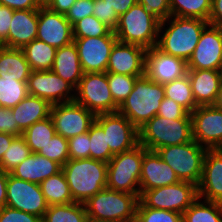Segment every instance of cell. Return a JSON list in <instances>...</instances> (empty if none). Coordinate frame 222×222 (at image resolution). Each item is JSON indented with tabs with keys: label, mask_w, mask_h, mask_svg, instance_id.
<instances>
[{
	"label": "cell",
	"mask_w": 222,
	"mask_h": 222,
	"mask_svg": "<svg viewBox=\"0 0 222 222\" xmlns=\"http://www.w3.org/2000/svg\"><path fill=\"white\" fill-rule=\"evenodd\" d=\"M62 166L39 153H32L16 166L10 174L16 178L40 184L43 180L60 172Z\"/></svg>",
	"instance_id": "25"
},
{
	"label": "cell",
	"mask_w": 222,
	"mask_h": 222,
	"mask_svg": "<svg viewBox=\"0 0 222 222\" xmlns=\"http://www.w3.org/2000/svg\"><path fill=\"white\" fill-rule=\"evenodd\" d=\"M212 106L222 110V82Z\"/></svg>",
	"instance_id": "57"
},
{
	"label": "cell",
	"mask_w": 222,
	"mask_h": 222,
	"mask_svg": "<svg viewBox=\"0 0 222 222\" xmlns=\"http://www.w3.org/2000/svg\"><path fill=\"white\" fill-rule=\"evenodd\" d=\"M112 6L113 0H94L92 15L114 31L119 22V15Z\"/></svg>",
	"instance_id": "43"
},
{
	"label": "cell",
	"mask_w": 222,
	"mask_h": 222,
	"mask_svg": "<svg viewBox=\"0 0 222 222\" xmlns=\"http://www.w3.org/2000/svg\"><path fill=\"white\" fill-rule=\"evenodd\" d=\"M139 197L108 188L90 197L84 206L89 219L101 222H134Z\"/></svg>",
	"instance_id": "4"
},
{
	"label": "cell",
	"mask_w": 222,
	"mask_h": 222,
	"mask_svg": "<svg viewBox=\"0 0 222 222\" xmlns=\"http://www.w3.org/2000/svg\"><path fill=\"white\" fill-rule=\"evenodd\" d=\"M165 98L164 86L145 75L139 77L118 112L124 115L138 130L157 115Z\"/></svg>",
	"instance_id": "3"
},
{
	"label": "cell",
	"mask_w": 222,
	"mask_h": 222,
	"mask_svg": "<svg viewBox=\"0 0 222 222\" xmlns=\"http://www.w3.org/2000/svg\"><path fill=\"white\" fill-rule=\"evenodd\" d=\"M90 139L88 132L68 139L69 159L90 158Z\"/></svg>",
	"instance_id": "44"
},
{
	"label": "cell",
	"mask_w": 222,
	"mask_h": 222,
	"mask_svg": "<svg viewBox=\"0 0 222 222\" xmlns=\"http://www.w3.org/2000/svg\"><path fill=\"white\" fill-rule=\"evenodd\" d=\"M31 71L22 49L4 46L0 49V76L2 78L27 81Z\"/></svg>",
	"instance_id": "28"
},
{
	"label": "cell",
	"mask_w": 222,
	"mask_h": 222,
	"mask_svg": "<svg viewBox=\"0 0 222 222\" xmlns=\"http://www.w3.org/2000/svg\"><path fill=\"white\" fill-rule=\"evenodd\" d=\"M56 134L66 139L88 132L95 115L75 101L53 104L50 109Z\"/></svg>",
	"instance_id": "11"
},
{
	"label": "cell",
	"mask_w": 222,
	"mask_h": 222,
	"mask_svg": "<svg viewBox=\"0 0 222 222\" xmlns=\"http://www.w3.org/2000/svg\"><path fill=\"white\" fill-rule=\"evenodd\" d=\"M191 117L193 140L208 150L222 149V110L198 106Z\"/></svg>",
	"instance_id": "16"
},
{
	"label": "cell",
	"mask_w": 222,
	"mask_h": 222,
	"mask_svg": "<svg viewBox=\"0 0 222 222\" xmlns=\"http://www.w3.org/2000/svg\"><path fill=\"white\" fill-rule=\"evenodd\" d=\"M62 171L74 202L84 203L106 188L107 163L92 158L69 159Z\"/></svg>",
	"instance_id": "2"
},
{
	"label": "cell",
	"mask_w": 222,
	"mask_h": 222,
	"mask_svg": "<svg viewBox=\"0 0 222 222\" xmlns=\"http://www.w3.org/2000/svg\"><path fill=\"white\" fill-rule=\"evenodd\" d=\"M193 140L192 119H165L155 115L139 129V144L147 150L185 144Z\"/></svg>",
	"instance_id": "6"
},
{
	"label": "cell",
	"mask_w": 222,
	"mask_h": 222,
	"mask_svg": "<svg viewBox=\"0 0 222 222\" xmlns=\"http://www.w3.org/2000/svg\"><path fill=\"white\" fill-rule=\"evenodd\" d=\"M187 75L190 80L196 105H212L222 82L220 71L209 69H188Z\"/></svg>",
	"instance_id": "24"
},
{
	"label": "cell",
	"mask_w": 222,
	"mask_h": 222,
	"mask_svg": "<svg viewBox=\"0 0 222 222\" xmlns=\"http://www.w3.org/2000/svg\"><path fill=\"white\" fill-rule=\"evenodd\" d=\"M27 95V81H17L0 76L1 107L11 109L18 105Z\"/></svg>",
	"instance_id": "36"
},
{
	"label": "cell",
	"mask_w": 222,
	"mask_h": 222,
	"mask_svg": "<svg viewBox=\"0 0 222 222\" xmlns=\"http://www.w3.org/2000/svg\"><path fill=\"white\" fill-rule=\"evenodd\" d=\"M56 135L51 117H47L31 125L22 133L32 153H38Z\"/></svg>",
	"instance_id": "32"
},
{
	"label": "cell",
	"mask_w": 222,
	"mask_h": 222,
	"mask_svg": "<svg viewBox=\"0 0 222 222\" xmlns=\"http://www.w3.org/2000/svg\"><path fill=\"white\" fill-rule=\"evenodd\" d=\"M95 121L102 127L113 155L139 145V130L119 112L96 115Z\"/></svg>",
	"instance_id": "12"
},
{
	"label": "cell",
	"mask_w": 222,
	"mask_h": 222,
	"mask_svg": "<svg viewBox=\"0 0 222 222\" xmlns=\"http://www.w3.org/2000/svg\"><path fill=\"white\" fill-rule=\"evenodd\" d=\"M84 73L106 72L112 47L117 42L114 31L99 37L73 38Z\"/></svg>",
	"instance_id": "15"
},
{
	"label": "cell",
	"mask_w": 222,
	"mask_h": 222,
	"mask_svg": "<svg viewBox=\"0 0 222 222\" xmlns=\"http://www.w3.org/2000/svg\"><path fill=\"white\" fill-rule=\"evenodd\" d=\"M90 158L108 163L114 156L107 145L106 135L102 127L94 121L88 130Z\"/></svg>",
	"instance_id": "38"
},
{
	"label": "cell",
	"mask_w": 222,
	"mask_h": 222,
	"mask_svg": "<svg viewBox=\"0 0 222 222\" xmlns=\"http://www.w3.org/2000/svg\"><path fill=\"white\" fill-rule=\"evenodd\" d=\"M8 172L0 168V208L6 204V187H7Z\"/></svg>",
	"instance_id": "55"
},
{
	"label": "cell",
	"mask_w": 222,
	"mask_h": 222,
	"mask_svg": "<svg viewBox=\"0 0 222 222\" xmlns=\"http://www.w3.org/2000/svg\"><path fill=\"white\" fill-rule=\"evenodd\" d=\"M208 23L209 25L222 28V0L211 1V13Z\"/></svg>",
	"instance_id": "52"
},
{
	"label": "cell",
	"mask_w": 222,
	"mask_h": 222,
	"mask_svg": "<svg viewBox=\"0 0 222 222\" xmlns=\"http://www.w3.org/2000/svg\"><path fill=\"white\" fill-rule=\"evenodd\" d=\"M135 222H182V214L175 211L146 207L139 200Z\"/></svg>",
	"instance_id": "41"
},
{
	"label": "cell",
	"mask_w": 222,
	"mask_h": 222,
	"mask_svg": "<svg viewBox=\"0 0 222 222\" xmlns=\"http://www.w3.org/2000/svg\"><path fill=\"white\" fill-rule=\"evenodd\" d=\"M22 50L32 71L52 69L56 48L36 38L25 45Z\"/></svg>",
	"instance_id": "29"
},
{
	"label": "cell",
	"mask_w": 222,
	"mask_h": 222,
	"mask_svg": "<svg viewBox=\"0 0 222 222\" xmlns=\"http://www.w3.org/2000/svg\"><path fill=\"white\" fill-rule=\"evenodd\" d=\"M51 106L45 99L27 95L18 105L11 108L18 129L23 133L34 123L49 117Z\"/></svg>",
	"instance_id": "26"
},
{
	"label": "cell",
	"mask_w": 222,
	"mask_h": 222,
	"mask_svg": "<svg viewBox=\"0 0 222 222\" xmlns=\"http://www.w3.org/2000/svg\"><path fill=\"white\" fill-rule=\"evenodd\" d=\"M73 38L99 37L108 35L112 30L94 15L77 21L73 26Z\"/></svg>",
	"instance_id": "40"
},
{
	"label": "cell",
	"mask_w": 222,
	"mask_h": 222,
	"mask_svg": "<svg viewBox=\"0 0 222 222\" xmlns=\"http://www.w3.org/2000/svg\"><path fill=\"white\" fill-rule=\"evenodd\" d=\"M142 76L107 73V79L112 97L120 107L132 92L136 80Z\"/></svg>",
	"instance_id": "39"
},
{
	"label": "cell",
	"mask_w": 222,
	"mask_h": 222,
	"mask_svg": "<svg viewBox=\"0 0 222 222\" xmlns=\"http://www.w3.org/2000/svg\"><path fill=\"white\" fill-rule=\"evenodd\" d=\"M219 71H220V73H221V75H222V64H221V67H220V70H219Z\"/></svg>",
	"instance_id": "60"
},
{
	"label": "cell",
	"mask_w": 222,
	"mask_h": 222,
	"mask_svg": "<svg viewBox=\"0 0 222 222\" xmlns=\"http://www.w3.org/2000/svg\"><path fill=\"white\" fill-rule=\"evenodd\" d=\"M197 188L201 199L222 203V149L207 150Z\"/></svg>",
	"instance_id": "22"
},
{
	"label": "cell",
	"mask_w": 222,
	"mask_h": 222,
	"mask_svg": "<svg viewBox=\"0 0 222 222\" xmlns=\"http://www.w3.org/2000/svg\"><path fill=\"white\" fill-rule=\"evenodd\" d=\"M38 153L63 166L69 160L68 139L56 134Z\"/></svg>",
	"instance_id": "42"
},
{
	"label": "cell",
	"mask_w": 222,
	"mask_h": 222,
	"mask_svg": "<svg viewBox=\"0 0 222 222\" xmlns=\"http://www.w3.org/2000/svg\"><path fill=\"white\" fill-rule=\"evenodd\" d=\"M14 137H15L14 135L0 132V166L4 153L10 147Z\"/></svg>",
	"instance_id": "56"
},
{
	"label": "cell",
	"mask_w": 222,
	"mask_h": 222,
	"mask_svg": "<svg viewBox=\"0 0 222 222\" xmlns=\"http://www.w3.org/2000/svg\"><path fill=\"white\" fill-rule=\"evenodd\" d=\"M37 39L56 49L69 45L73 42L72 25L65 15L41 6L38 9Z\"/></svg>",
	"instance_id": "19"
},
{
	"label": "cell",
	"mask_w": 222,
	"mask_h": 222,
	"mask_svg": "<svg viewBox=\"0 0 222 222\" xmlns=\"http://www.w3.org/2000/svg\"><path fill=\"white\" fill-rule=\"evenodd\" d=\"M0 222H42V218L7 206L0 208Z\"/></svg>",
	"instance_id": "47"
},
{
	"label": "cell",
	"mask_w": 222,
	"mask_h": 222,
	"mask_svg": "<svg viewBox=\"0 0 222 222\" xmlns=\"http://www.w3.org/2000/svg\"><path fill=\"white\" fill-rule=\"evenodd\" d=\"M165 97L172 99L190 114L198 107L195 103L188 75L163 85Z\"/></svg>",
	"instance_id": "34"
},
{
	"label": "cell",
	"mask_w": 222,
	"mask_h": 222,
	"mask_svg": "<svg viewBox=\"0 0 222 222\" xmlns=\"http://www.w3.org/2000/svg\"><path fill=\"white\" fill-rule=\"evenodd\" d=\"M86 222H101V221H96V220H92V219H87Z\"/></svg>",
	"instance_id": "59"
},
{
	"label": "cell",
	"mask_w": 222,
	"mask_h": 222,
	"mask_svg": "<svg viewBox=\"0 0 222 222\" xmlns=\"http://www.w3.org/2000/svg\"><path fill=\"white\" fill-rule=\"evenodd\" d=\"M222 64V28L208 25L187 61L188 69L220 70Z\"/></svg>",
	"instance_id": "17"
},
{
	"label": "cell",
	"mask_w": 222,
	"mask_h": 222,
	"mask_svg": "<svg viewBox=\"0 0 222 222\" xmlns=\"http://www.w3.org/2000/svg\"><path fill=\"white\" fill-rule=\"evenodd\" d=\"M208 25V21L198 18L170 16L160 22L156 47L187 62Z\"/></svg>",
	"instance_id": "1"
},
{
	"label": "cell",
	"mask_w": 222,
	"mask_h": 222,
	"mask_svg": "<svg viewBox=\"0 0 222 222\" xmlns=\"http://www.w3.org/2000/svg\"><path fill=\"white\" fill-rule=\"evenodd\" d=\"M187 62L166 54L156 46L147 49L145 76L155 83L166 84L187 75Z\"/></svg>",
	"instance_id": "18"
},
{
	"label": "cell",
	"mask_w": 222,
	"mask_h": 222,
	"mask_svg": "<svg viewBox=\"0 0 222 222\" xmlns=\"http://www.w3.org/2000/svg\"><path fill=\"white\" fill-rule=\"evenodd\" d=\"M182 222H222V203L198 197L182 214Z\"/></svg>",
	"instance_id": "31"
},
{
	"label": "cell",
	"mask_w": 222,
	"mask_h": 222,
	"mask_svg": "<svg viewBox=\"0 0 222 222\" xmlns=\"http://www.w3.org/2000/svg\"><path fill=\"white\" fill-rule=\"evenodd\" d=\"M146 51L142 46L117 40L112 47L106 72L144 76Z\"/></svg>",
	"instance_id": "20"
},
{
	"label": "cell",
	"mask_w": 222,
	"mask_h": 222,
	"mask_svg": "<svg viewBox=\"0 0 222 222\" xmlns=\"http://www.w3.org/2000/svg\"><path fill=\"white\" fill-rule=\"evenodd\" d=\"M32 154L31 149L25 142L22 135L15 136L10 147L4 153L0 168L10 173L16 166Z\"/></svg>",
	"instance_id": "37"
},
{
	"label": "cell",
	"mask_w": 222,
	"mask_h": 222,
	"mask_svg": "<svg viewBox=\"0 0 222 222\" xmlns=\"http://www.w3.org/2000/svg\"><path fill=\"white\" fill-rule=\"evenodd\" d=\"M51 70L70 83L74 88L78 86L84 72L74 42L56 50L54 64Z\"/></svg>",
	"instance_id": "27"
},
{
	"label": "cell",
	"mask_w": 222,
	"mask_h": 222,
	"mask_svg": "<svg viewBox=\"0 0 222 222\" xmlns=\"http://www.w3.org/2000/svg\"><path fill=\"white\" fill-rule=\"evenodd\" d=\"M5 206L43 218L49 205L39 184L16 178L8 173Z\"/></svg>",
	"instance_id": "13"
},
{
	"label": "cell",
	"mask_w": 222,
	"mask_h": 222,
	"mask_svg": "<svg viewBox=\"0 0 222 222\" xmlns=\"http://www.w3.org/2000/svg\"><path fill=\"white\" fill-rule=\"evenodd\" d=\"M39 185L49 206L74 203L62 170L43 180Z\"/></svg>",
	"instance_id": "30"
},
{
	"label": "cell",
	"mask_w": 222,
	"mask_h": 222,
	"mask_svg": "<svg viewBox=\"0 0 222 222\" xmlns=\"http://www.w3.org/2000/svg\"><path fill=\"white\" fill-rule=\"evenodd\" d=\"M138 0H113V8L117 15L124 14L130 7L136 4Z\"/></svg>",
	"instance_id": "54"
},
{
	"label": "cell",
	"mask_w": 222,
	"mask_h": 222,
	"mask_svg": "<svg viewBox=\"0 0 222 222\" xmlns=\"http://www.w3.org/2000/svg\"><path fill=\"white\" fill-rule=\"evenodd\" d=\"M160 22L161 20L137 2L119 16L114 34L120 42L149 49L157 45Z\"/></svg>",
	"instance_id": "5"
},
{
	"label": "cell",
	"mask_w": 222,
	"mask_h": 222,
	"mask_svg": "<svg viewBox=\"0 0 222 222\" xmlns=\"http://www.w3.org/2000/svg\"><path fill=\"white\" fill-rule=\"evenodd\" d=\"M138 3L161 21L171 16L170 0H138Z\"/></svg>",
	"instance_id": "48"
},
{
	"label": "cell",
	"mask_w": 222,
	"mask_h": 222,
	"mask_svg": "<svg viewBox=\"0 0 222 222\" xmlns=\"http://www.w3.org/2000/svg\"><path fill=\"white\" fill-rule=\"evenodd\" d=\"M212 0H170L171 16L209 20Z\"/></svg>",
	"instance_id": "35"
},
{
	"label": "cell",
	"mask_w": 222,
	"mask_h": 222,
	"mask_svg": "<svg viewBox=\"0 0 222 222\" xmlns=\"http://www.w3.org/2000/svg\"><path fill=\"white\" fill-rule=\"evenodd\" d=\"M157 115L170 120L192 119L191 114L185 108L167 97L161 102Z\"/></svg>",
	"instance_id": "45"
},
{
	"label": "cell",
	"mask_w": 222,
	"mask_h": 222,
	"mask_svg": "<svg viewBox=\"0 0 222 222\" xmlns=\"http://www.w3.org/2000/svg\"><path fill=\"white\" fill-rule=\"evenodd\" d=\"M28 95L47 100L51 105L74 101L75 88L52 70L31 71Z\"/></svg>",
	"instance_id": "14"
},
{
	"label": "cell",
	"mask_w": 222,
	"mask_h": 222,
	"mask_svg": "<svg viewBox=\"0 0 222 222\" xmlns=\"http://www.w3.org/2000/svg\"><path fill=\"white\" fill-rule=\"evenodd\" d=\"M13 9L7 6L0 8V42L4 47L8 48V32L13 16Z\"/></svg>",
	"instance_id": "50"
},
{
	"label": "cell",
	"mask_w": 222,
	"mask_h": 222,
	"mask_svg": "<svg viewBox=\"0 0 222 222\" xmlns=\"http://www.w3.org/2000/svg\"><path fill=\"white\" fill-rule=\"evenodd\" d=\"M197 198V185L179 181L175 184L146 190L139 200L146 207L183 214Z\"/></svg>",
	"instance_id": "10"
},
{
	"label": "cell",
	"mask_w": 222,
	"mask_h": 222,
	"mask_svg": "<svg viewBox=\"0 0 222 222\" xmlns=\"http://www.w3.org/2000/svg\"><path fill=\"white\" fill-rule=\"evenodd\" d=\"M74 101L84 106L95 116L118 112L107 79V72L84 73L75 88Z\"/></svg>",
	"instance_id": "9"
},
{
	"label": "cell",
	"mask_w": 222,
	"mask_h": 222,
	"mask_svg": "<svg viewBox=\"0 0 222 222\" xmlns=\"http://www.w3.org/2000/svg\"><path fill=\"white\" fill-rule=\"evenodd\" d=\"M38 9L14 10L8 32V48L22 49L37 38Z\"/></svg>",
	"instance_id": "23"
},
{
	"label": "cell",
	"mask_w": 222,
	"mask_h": 222,
	"mask_svg": "<svg viewBox=\"0 0 222 222\" xmlns=\"http://www.w3.org/2000/svg\"><path fill=\"white\" fill-rule=\"evenodd\" d=\"M75 2L76 0H51L47 7L54 12L66 15Z\"/></svg>",
	"instance_id": "53"
},
{
	"label": "cell",
	"mask_w": 222,
	"mask_h": 222,
	"mask_svg": "<svg viewBox=\"0 0 222 222\" xmlns=\"http://www.w3.org/2000/svg\"><path fill=\"white\" fill-rule=\"evenodd\" d=\"M41 6H47L51 0H37Z\"/></svg>",
	"instance_id": "58"
},
{
	"label": "cell",
	"mask_w": 222,
	"mask_h": 222,
	"mask_svg": "<svg viewBox=\"0 0 222 222\" xmlns=\"http://www.w3.org/2000/svg\"><path fill=\"white\" fill-rule=\"evenodd\" d=\"M143 161V146L114 155L107 163L106 188L118 192L140 194V176Z\"/></svg>",
	"instance_id": "7"
},
{
	"label": "cell",
	"mask_w": 222,
	"mask_h": 222,
	"mask_svg": "<svg viewBox=\"0 0 222 222\" xmlns=\"http://www.w3.org/2000/svg\"><path fill=\"white\" fill-rule=\"evenodd\" d=\"M87 219L84 203L74 202L48 206L42 222H86Z\"/></svg>",
	"instance_id": "33"
},
{
	"label": "cell",
	"mask_w": 222,
	"mask_h": 222,
	"mask_svg": "<svg viewBox=\"0 0 222 222\" xmlns=\"http://www.w3.org/2000/svg\"><path fill=\"white\" fill-rule=\"evenodd\" d=\"M3 6L13 10L39 9L41 5L37 0H0Z\"/></svg>",
	"instance_id": "51"
},
{
	"label": "cell",
	"mask_w": 222,
	"mask_h": 222,
	"mask_svg": "<svg viewBox=\"0 0 222 222\" xmlns=\"http://www.w3.org/2000/svg\"><path fill=\"white\" fill-rule=\"evenodd\" d=\"M207 150L192 140L185 144L161 147L156 152L174 170L180 181L198 186Z\"/></svg>",
	"instance_id": "8"
},
{
	"label": "cell",
	"mask_w": 222,
	"mask_h": 222,
	"mask_svg": "<svg viewBox=\"0 0 222 222\" xmlns=\"http://www.w3.org/2000/svg\"><path fill=\"white\" fill-rule=\"evenodd\" d=\"M0 132L8 133L14 136L22 135V132L18 129L15 117L12 114V110L0 106Z\"/></svg>",
	"instance_id": "49"
},
{
	"label": "cell",
	"mask_w": 222,
	"mask_h": 222,
	"mask_svg": "<svg viewBox=\"0 0 222 222\" xmlns=\"http://www.w3.org/2000/svg\"><path fill=\"white\" fill-rule=\"evenodd\" d=\"M179 178L174 170L163 161L156 151L143 147V161L140 176V194L146 190L175 184Z\"/></svg>",
	"instance_id": "21"
},
{
	"label": "cell",
	"mask_w": 222,
	"mask_h": 222,
	"mask_svg": "<svg viewBox=\"0 0 222 222\" xmlns=\"http://www.w3.org/2000/svg\"><path fill=\"white\" fill-rule=\"evenodd\" d=\"M94 0H76L70 7L65 17L73 26L77 21L84 17L91 16L94 10Z\"/></svg>",
	"instance_id": "46"
}]
</instances>
